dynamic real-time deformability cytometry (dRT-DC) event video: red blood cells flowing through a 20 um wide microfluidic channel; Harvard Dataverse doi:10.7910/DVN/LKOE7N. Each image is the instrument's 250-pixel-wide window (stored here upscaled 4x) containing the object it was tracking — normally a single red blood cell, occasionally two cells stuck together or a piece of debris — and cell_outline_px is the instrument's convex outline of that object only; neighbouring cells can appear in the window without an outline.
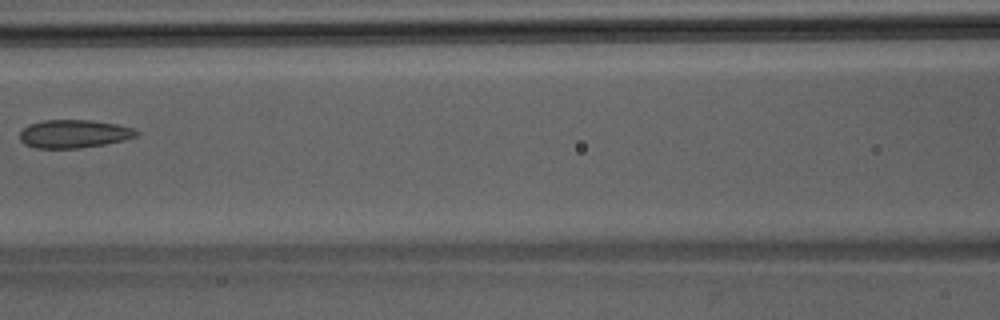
{"species": "Egyptian fruit bat (a non-hibernating species)", "species_latin": "Rousettus aegyptiacus", "temperature_condition": "room temperature", "stored_images_in_passage": 3, "camera_frame_rate_fps": 3000, "um_per_image_px": 0.085, "animal": {"sex": "male"}, "frame": {"image": 1, "passage_image": 3, "time_ms": 0.667, "image_size_px": [1000, 320], "cell_outline_px": [[140, 132], [136, 136], [124, 140], [104, 144], [80, 148], [36, 148], [24, 144], [20, 140], [20, 132], [28, 124], [44, 120], [92, 120], [116, 124], [132, 128]], "centroid_in_image_um": [6.26, 11.37], "position_along_channel_um": 160.3, "area_um2": 19.13}}